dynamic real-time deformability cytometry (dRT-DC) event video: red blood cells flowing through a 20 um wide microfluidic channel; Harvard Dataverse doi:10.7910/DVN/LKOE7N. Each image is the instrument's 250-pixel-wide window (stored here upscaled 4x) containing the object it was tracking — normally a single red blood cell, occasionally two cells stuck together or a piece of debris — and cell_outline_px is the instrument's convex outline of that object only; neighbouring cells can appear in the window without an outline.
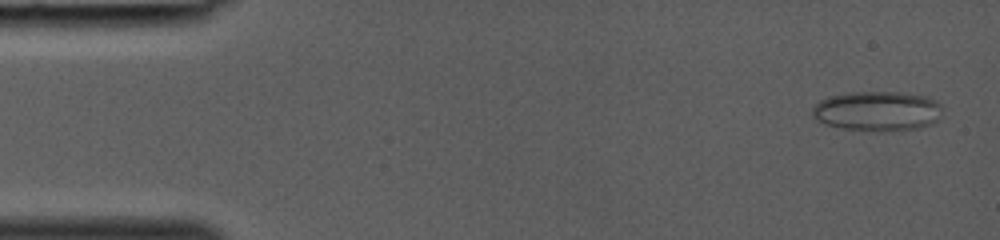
{"species": "common noctule bat (a hibernating species)", "species_latin": "Nyctalus noctula", "temperature_condition": "room temperature", "stored_images_in_passage": 38, "camera_frame_rate_fps": 3000, "um_per_image_px": 0.085, "animal": {"sex": "female", "body_mass_g": 19.0, "forearm_length_mm": 53.3}, "frame": {"image": 1, "passage_image": 2, "time_ms": 0.333, "image_size_px": [1000, 240], "cell_outline_px": [[944, 108], [940, 116], [932, 124], [920, 128], [840, 128], [824, 124], [816, 120], [812, 116], [812, 108], [820, 100], [828, 96], [848, 92], [900, 92], [924, 96], [936, 100]], "centroid_in_image_um": [74.56, 9.39], "position_along_channel_um": 10.4, "area_um2": 29.48}}
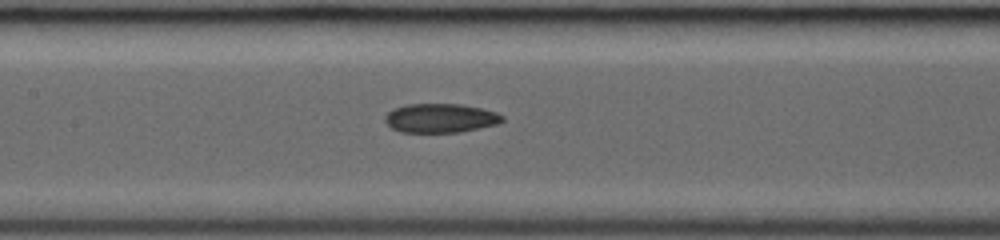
{"frame": {"image": 2, "passage_image": 19, "time_ms": 6.0, "image_size_px": [1000, 240], "cell_outline_px": [[504, 120], [496, 124], [460, 132], [400, 132], [392, 128], [384, 120], [384, 116], [392, 108], [408, 104], [460, 104], [480, 108], [496, 112], [504, 116]], "centroid_in_image_um": [37.41, 10.03], "position_along_channel_um": 170.0, "area_um2": 19.83}}
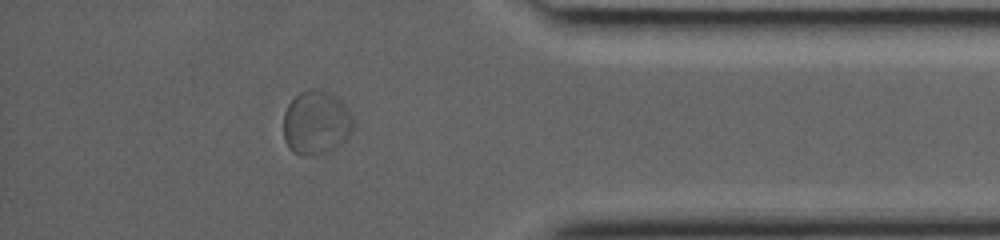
{"frame": {"image": 3, "passage_image": 34, "time_ms": 11.0, "image_size_px": [1000, 240], "cell_outline_px": [[356, 128], [336, 148], [328, 152], [312, 156], [300, 156], [292, 152], [288, 148], [284, 140], [284, 112], [288, 104], [300, 92], [308, 88], [320, 88], [336, 96], [348, 108], [356, 120]], "centroid_in_image_um": [26.9, 10.43], "position_along_channel_um": 408.3, "area_um2": 26.82}}